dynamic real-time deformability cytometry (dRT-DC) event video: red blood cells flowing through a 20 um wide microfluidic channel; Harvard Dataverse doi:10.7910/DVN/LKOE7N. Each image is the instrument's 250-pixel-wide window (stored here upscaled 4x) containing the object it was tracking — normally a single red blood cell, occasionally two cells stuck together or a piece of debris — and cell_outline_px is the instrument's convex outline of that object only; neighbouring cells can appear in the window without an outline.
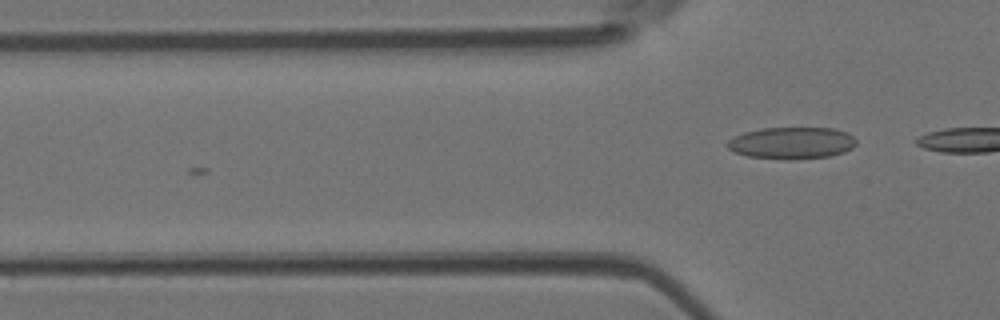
{"species": "Egyptian fruit bat (a non-hibernating species)", "species_latin": "Rousettus aegyptiacus", "temperature_condition": "room temperature", "stored_images_in_passage": 2, "camera_frame_rate_fps": 3000, "um_per_image_px": 0.085, "animal": {"sex": "female"}, "frame": {"image": 1, "passage_image": 2, "time_ms": 0.333, "image_size_px": [1000, 320], "cell_outline_px": [[856, 144], [852, 148], [844, 152], [832, 156], [788, 160], [748, 156], [736, 152], [728, 148], [728, 140], [744, 132], [760, 128], [836, 128], [852, 136], [856, 140]], "centroid_in_image_um": [67.32, 12.15], "position_along_channel_um": 58.5, "area_um2": 23.87}}